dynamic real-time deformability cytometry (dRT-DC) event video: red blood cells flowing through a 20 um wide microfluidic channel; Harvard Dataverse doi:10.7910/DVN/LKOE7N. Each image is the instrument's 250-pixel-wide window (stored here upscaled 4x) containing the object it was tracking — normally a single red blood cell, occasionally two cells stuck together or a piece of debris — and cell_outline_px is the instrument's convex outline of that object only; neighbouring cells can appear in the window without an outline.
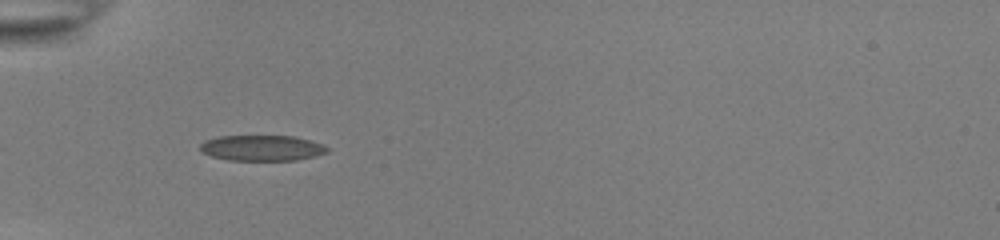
{"species": "common noctule bat (a hibernating species)", "species_latin": "Nyctalus noctula", "temperature_condition": "room temperature", "stored_images_in_passage": 39, "camera_frame_rate_fps": 3000, "um_per_image_px": 0.085, "animal": {"sex": "female", "body_mass_g": 22.0, "forearm_length_mm": 56.7}, "frame": {"image": 1, "passage_image": 4, "time_ms": 1.0, "image_size_px": [1000, 240], "cell_outline_px": [[328, 152], [316, 156], [296, 160], [228, 160], [212, 156], [200, 152], [200, 144], [204, 140], [220, 136], [292, 136], [312, 140], [324, 144], [328, 148]], "centroid_in_image_um": [22.27, 12.58], "position_along_channel_um": 62.7, "area_um2": 19.13}}
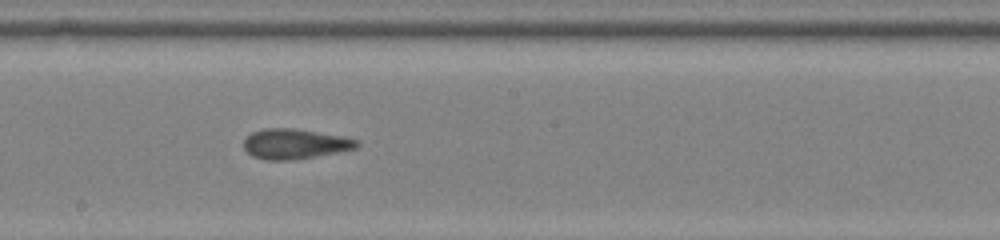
{"frame": {"image": 2, "passage_image": 17, "time_ms": 5.333, "image_size_px": [1000, 240], "cell_outline_px": [[360, 144], [356, 148], [336, 152], [292, 160], [264, 160], [252, 156], [244, 148], [244, 140], [252, 132], [264, 128], [292, 128], [344, 136], [356, 140]], "centroid_in_image_um": [25.03, 12.23], "position_along_channel_um": 223.2, "area_um2": 19.65}}
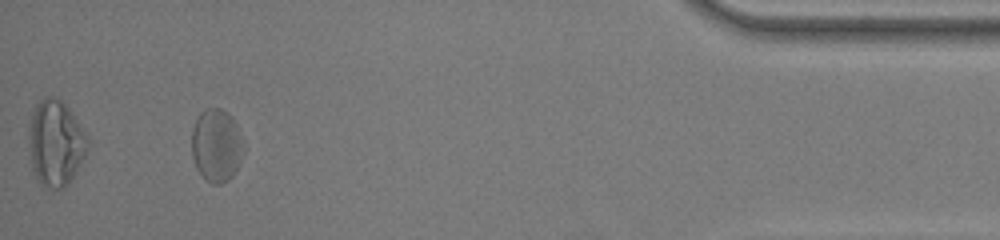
{"frame": {"image": 3, "passage_image": 36, "time_ms": 11.667, "image_size_px": [1000, 240], "cell_outline_px": [[244, 152], [232, 176], [228, 180], [220, 184], [212, 184], [196, 168], [192, 156], [192, 132], [196, 120], [200, 112], [208, 108], [220, 108], [228, 112], [232, 116], [236, 124], [244, 144]], "centroid_in_image_um": [18.41, 12.34], "position_along_channel_um": 416.8, "area_um2": 21.96}, "authors_computed_cell_mechanics": {"area_um2": 19.941, "velocity_mm_per_s": 3.8539, "shape_relaxation_time_tau1_ms": 11.3202, "shape_relaxation_time_tau2_ms": 1.925, "deformation_change_tau1": 0.1551, "deformation_change_tau2": 0.0885}}